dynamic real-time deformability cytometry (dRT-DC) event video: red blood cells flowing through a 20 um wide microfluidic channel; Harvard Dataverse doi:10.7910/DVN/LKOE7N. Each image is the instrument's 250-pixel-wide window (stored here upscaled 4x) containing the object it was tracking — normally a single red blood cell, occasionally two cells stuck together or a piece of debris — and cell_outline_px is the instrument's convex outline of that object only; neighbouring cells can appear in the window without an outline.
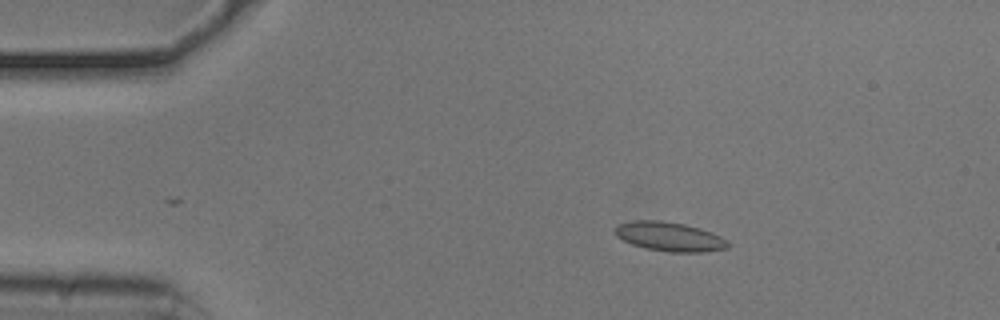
{"species": "common noctule bat (a hibernating species)", "species_latin": "Nyctalus noctula", "temperature_condition": "cold", "stored_images_in_passage": 48, "camera_frame_rate_fps": 3000, "um_per_image_px": 0.085, "animal": {"sex": "male", "body_mass_g": 20.5, "forearm_length_mm": 52.5}, "frame": {"image": 1, "passage_image": 4, "time_ms": 1.0, "image_size_px": [1000, 320], "cell_outline_px": [[728, 248], [704, 252], [672, 252], [644, 248], [632, 244], [616, 236], [616, 228], [620, 224], [632, 220], [656, 220], [684, 224], [700, 228], [712, 232], [728, 240]], "centroid_in_image_um": [56.94, 20.11], "position_along_channel_um": 28.1, "area_um2": 19.07}}
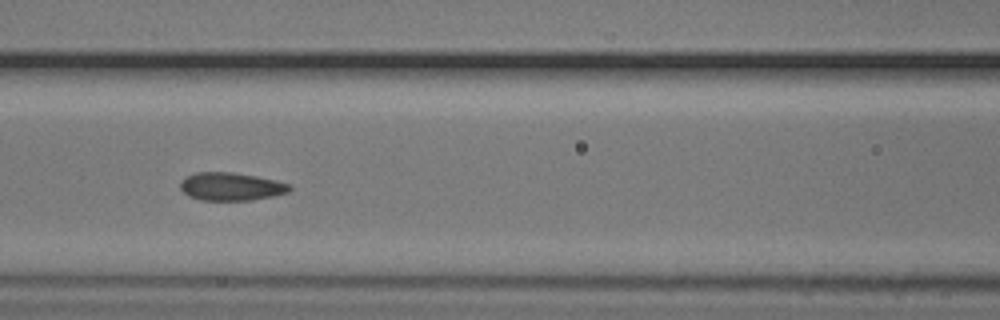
{"frame": {"image": 2, "passage_image": 18, "time_ms": 5.667, "image_size_px": [1000, 320], "cell_outline_px": [[292, 188], [288, 192], [272, 196], [252, 200], [200, 200], [188, 196], [180, 188], [180, 184], [188, 176], [196, 172], [232, 172], [256, 176], [276, 180], [292, 184]], "centroid_in_image_um": [19.67, 15.86], "position_along_channel_um": 146.9, "area_um2": 17.8}}
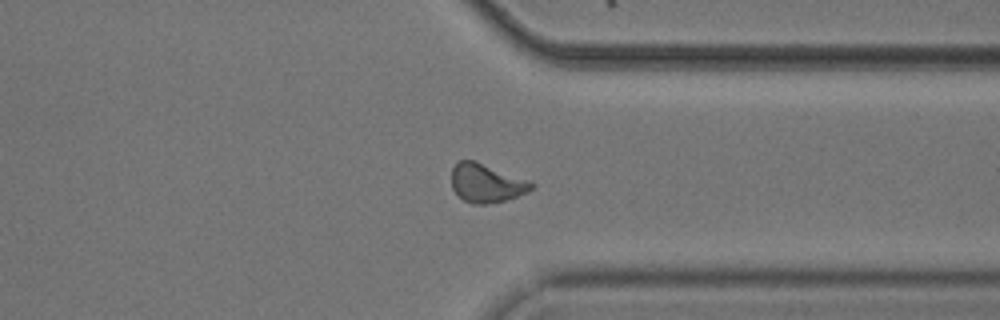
{"frame": {"image": 3, "passage_image": 36, "time_ms": 11.667, "image_size_px": [1000, 320], "cell_outline_px": [[536, 184], [528, 192], [504, 200], [484, 204], [472, 204], [464, 200], [452, 188], [452, 168], [460, 160], [476, 160], [532, 180]], "centroid_in_image_um": [41.39, 15.53], "position_along_channel_um": 370.0, "area_um2": 18.21}, "authors_computed_cell_mechanics": {"area_um2": 17.7735, "velocity_mm_per_s": 3.7434, "shape_relaxation_time_tau1_ms": 2.5386, "shape_relaxation_time_tau2_ms": 0.741, "deformation_change_tau1": 0.1003, "deformation_change_tau2": 0.064}}